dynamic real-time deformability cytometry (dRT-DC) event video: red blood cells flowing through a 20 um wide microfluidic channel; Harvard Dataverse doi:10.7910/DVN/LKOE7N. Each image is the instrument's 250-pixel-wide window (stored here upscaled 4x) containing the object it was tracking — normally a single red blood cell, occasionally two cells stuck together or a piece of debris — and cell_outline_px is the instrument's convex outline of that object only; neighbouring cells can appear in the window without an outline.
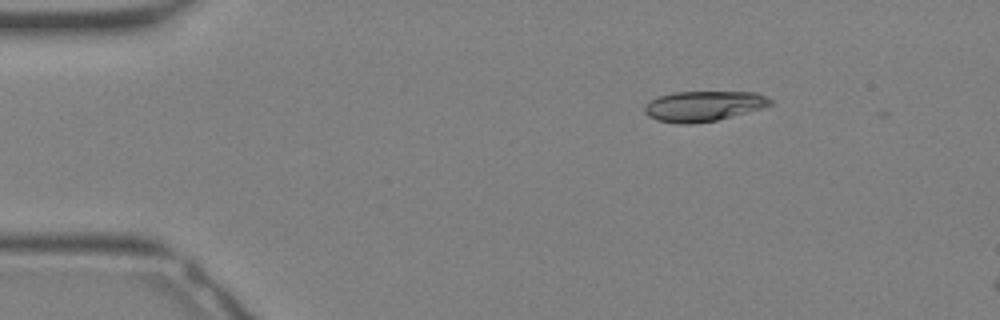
{"species": "Egyptian fruit bat (a non-hibernating species)", "species_latin": "Rousettus aegyptiacus", "temperature_condition": "warm", "stored_images_in_passage": 6, "camera_frame_rate_fps": 3000, "um_per_image_px": 0.085, "animal": {"sex": "female"}, "frame": {"image": 1, "passage_image": 1, "time_ms": 0.0, "image_size_px": [1000, 320], "cell_outline_px": [[772, 104], [760, 108], [716, 120], [692, 124], [676, 124], [656, 120], [648, 116], [644, 112], [644, 104], [660, 96], [676, 92], [756, 92], [772, 100]], "centroid_in_image_um": [59.74, 9.02], "position_along_channel_um": 25.3, "area_um2": 21.96}}